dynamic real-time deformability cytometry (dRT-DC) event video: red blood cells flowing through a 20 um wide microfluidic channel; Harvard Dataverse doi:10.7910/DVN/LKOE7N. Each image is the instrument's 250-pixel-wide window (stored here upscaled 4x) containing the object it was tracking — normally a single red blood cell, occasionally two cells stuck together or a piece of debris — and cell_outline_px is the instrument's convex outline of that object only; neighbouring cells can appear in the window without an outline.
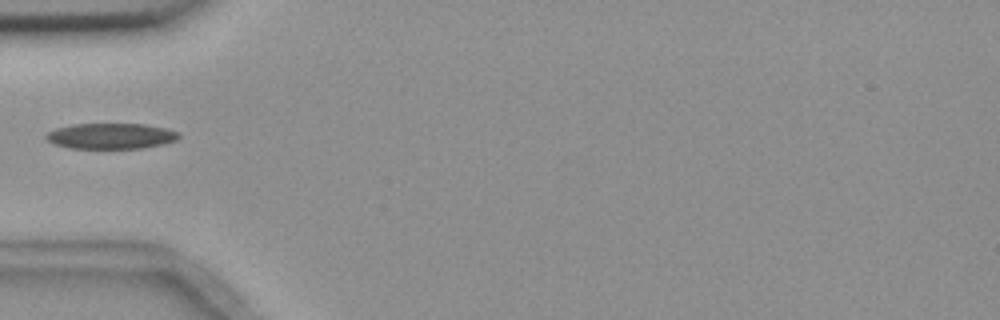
{"species": "common noctule bat (a hibernating species)", "species_latin": "Nyctalus noctula", "temperature_condition": "room temperature", "stored_images_in_passage": 2, "camera_frame_rate_fps": 3000, "um_per_image_px": 0.085, "animal": {"sex": "female", "body_mass_g": 18.4}, "frame": {"image": 1, "passage_image": 1, "time_ms": 0.0, "image_size_px": [1000, 320], "cell_outline_px": [[180, 136], [176, 140], [160, 144], [140, 148], [72, 148], [56, 144], [48, 140], [44, 136], [48, 132], [56, 128], [72, 124], [144, 124], [164, 128], [180, 132]], "centroid_in_image_um": [9.42, 11.55], "position_along_channel_um": 75.6, "area_um2": 19.59}}